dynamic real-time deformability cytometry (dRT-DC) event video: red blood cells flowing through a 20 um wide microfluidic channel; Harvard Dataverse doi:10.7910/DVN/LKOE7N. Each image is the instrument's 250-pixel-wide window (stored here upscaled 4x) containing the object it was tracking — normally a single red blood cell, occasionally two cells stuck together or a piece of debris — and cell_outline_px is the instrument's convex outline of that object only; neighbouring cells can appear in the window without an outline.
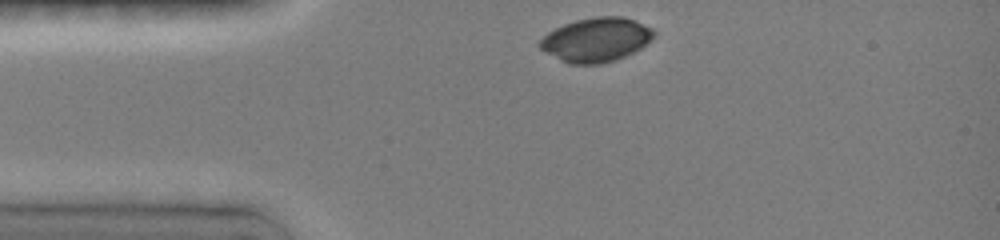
{"species": "common noctule bat (a hibernating species)", "species_latin": "Nyctalus noctula", "temperature_condition": "room temperature", "stored_images_in_passage": 17, "camera_frame_rate_fps": 3000, "um_per_image_px": 0.085, "animal": {"sex": "female", "body_mass_g": 19.0, "forearm_length_mm": 51.5}, "frame": {"image": 1, "passage_image": 1, "time_ms": 0.0, "image_size_px": [1000, 240], "cell_outline_px": [[656, 32], [640, 48], [624, 56], [600, 64], [572, 64], [540, 48], [540, 40], [548, 32], [564, 24], [576, 20], [596, 16], [624, 16], [652, 28]], "centroid_in_image_um": [50.68, 3.35], "position_along_channel_um": 34.3, "area_um2": 28.55}}
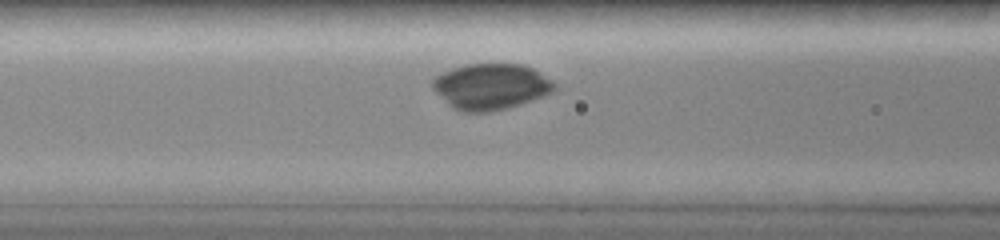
{"frame": {"image": 2, "passage_image": 12, "time_ms": 3.0, "image_size_px": [1000, 240], "cell_outline_px": [[556, 88], [540, 96], [520, 104], [508, 108], [488, 112], [460, 112], [452, 108], [432, 88], [432, 80], [436, 76], [452, 68], [468, 64], [524, 64], [532, 68], [552, 80], [556, 84]], "centroid_in_image_um": [41.69, 7.35], "position_along_channel_um": 124.9, "area_um2": 32.37}}
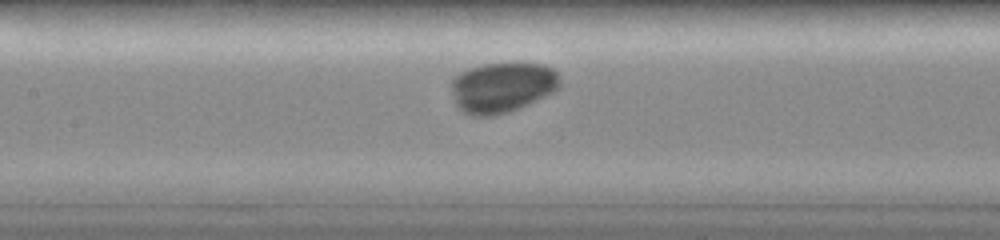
{"frame": {"image": 3, "passage_image": 14, "time_ms": 4.0, "image_size_px": [1000, 240], "cell_outline_px": [[560, 88], [528, 104], [508, 112], [492, 116], [472, 116], [464, 112], [456, 104], [452, 92], [452, 76], [468, 68], [484, 64], [544, 64], [556, 68], [560, 72]], "centroid_in_image_um": [42.71, 7.41], "position_along_channel_um": 164.7, "area_um2": 31.96}}